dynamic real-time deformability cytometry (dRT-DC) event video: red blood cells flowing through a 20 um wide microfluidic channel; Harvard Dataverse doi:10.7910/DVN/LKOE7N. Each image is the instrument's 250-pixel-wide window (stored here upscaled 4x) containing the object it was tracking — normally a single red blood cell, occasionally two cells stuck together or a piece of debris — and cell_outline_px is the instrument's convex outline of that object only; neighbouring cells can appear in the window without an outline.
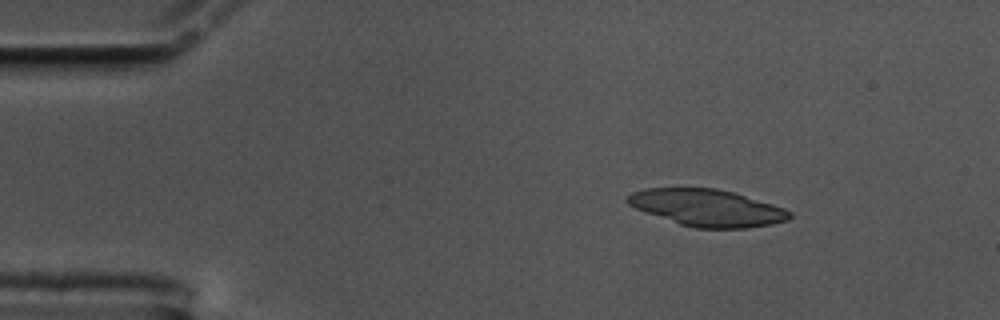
{"species": "common noctule bat (a hibernating species)", "species_latin": "Nyctalus noctula", "temperature_condition": "cold", "stored_images_in_passage": 41, "camera_frame_rate_fps": 3000, "um_per_image_px": 0.085, "animal": {"sex": "male", "body_mass_g": 17.5, "forearm_length_mm": 52.3}, "frame": {"image": 1, "passage_image": 7, "time_ms": 2.0, "image_size_px": [1000, 320], "cell_outline_px": [[792, 216], [788, 220], [772, 224], [748, 228], [696, 228], [680, 224], [636, 208], [628, 204], [624, 200], [632, 192], [644, 188], [716, 188], [732, 192], [772, 204], [784, 208], [792, 212]], "centroid_in_image_um": [60.12, 17.66], "position_along_channel_um": 24.9, "area_um2": 34.56}}